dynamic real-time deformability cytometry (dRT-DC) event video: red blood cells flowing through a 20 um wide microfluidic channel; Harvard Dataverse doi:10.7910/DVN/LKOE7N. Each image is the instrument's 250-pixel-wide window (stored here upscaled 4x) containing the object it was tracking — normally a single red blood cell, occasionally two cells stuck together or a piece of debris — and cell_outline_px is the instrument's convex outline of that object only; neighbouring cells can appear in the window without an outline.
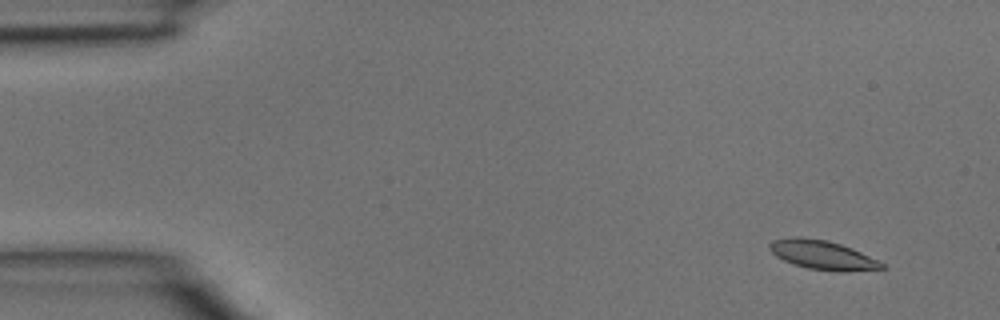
{"species": "common noctule bat (a hibernating species)", "species_latin": "Nyctalus noctula", "temperature_condition": "room temperature", "stored_images_in_passage": 4, "camera_frame_rate_fps": 3000, "um_per_image_px": 0.085, "animal": {"sex": "male", "body_mass_g": 15.6}, "frame": {"image": 1, "passage_image": 1, "time_ms": 0.0, "image_size_px": [1000, 320], "cell_outline_px": [[888, 268], [844, 272], [836, 272], [808, 268], [792, 264], [776, 256], [768, 248], [768, 244], [772, 240], [792, 236], [796, 236], [828, 240], [852, 248], [884, 264]], "centroid_in_image_um": [69.88, 21.67], "position_along_channel_um": 15.1, "area_um2": 19.13}}
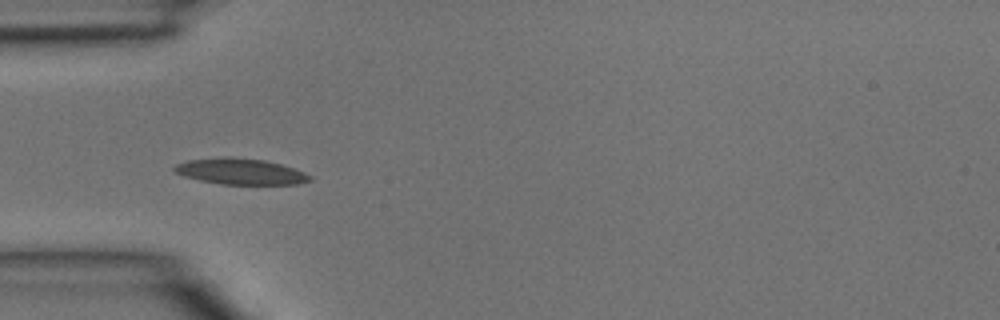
{"frame": {"image": 2, "passage_image": 4, "time_ms": 1.0, "image_size_px": [1000, 320], "cell_outline_px": [[312, 180], [300, 184], [220, 184], [200, 180], [184, 176], [176, 172], [172, 168], [176, 164], [188, 160], [224, 156], [232, 156], [264, 160], [280, 164], [304, 172], [312, 176]], "centroid_in_image_um": [20.44, 14.57], "position_along_channel_um": 64.6, "area_um2": 20.58}}